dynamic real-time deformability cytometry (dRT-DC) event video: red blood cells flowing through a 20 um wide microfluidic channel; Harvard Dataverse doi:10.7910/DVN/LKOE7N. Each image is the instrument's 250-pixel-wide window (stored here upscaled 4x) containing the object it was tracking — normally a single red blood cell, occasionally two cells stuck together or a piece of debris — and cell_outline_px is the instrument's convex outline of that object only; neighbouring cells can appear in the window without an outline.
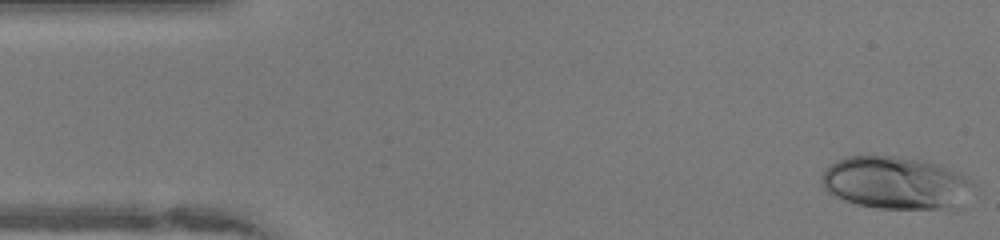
{"species": "human", "species_latin": "Homo sapiens", "temperature_condition": "warm", "stored_images_in_passage": 49, "camera_frame_rate_fps": 3000, "um_per_image_px": 0.085, "donor": {"sex": "female"}, "frame": {"image": 1, "passage_image": 1, "time_ms": 0.0, "image_size_px": [1000, 240], "cell_outline_px": [[976, 184], [960, 208], [956, 212], [876, 208], [856, 204], [832, 196], [824, 188], [820, 180], [824, 172], [836, 160], [844, 156], [896, 156], [924, 160], [940, 164], [960, 172], [972, 180]], "centroid_in_image_um": [76.25, 15.6], "position_along_channel_um": 8.7, "area_um2": 48.26}}
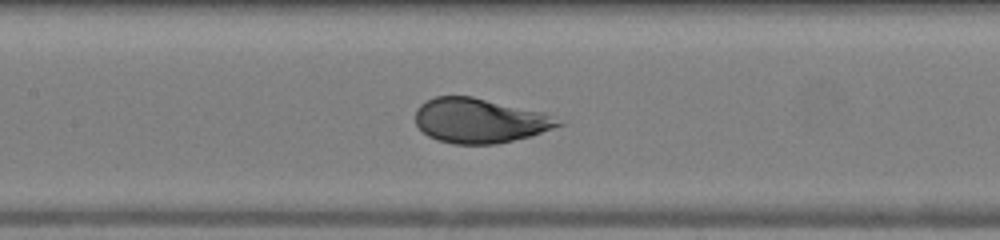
{"frame": {"image": 2, "passage_image": 21, "time_ms": 6.667, "image_size_px": [1000, 240], "cell_outline_px": [[564, 124], [532, 136], [496, 144], [452, 144], [436, 140], [428, 136], [416, 124], [416, 108], [420, 104], [436, 96], [472, 96], [544, 112]], "centroid_in_image_um": [40.75, 10.26], "position_along_channel_um": 166.6, "area_um2": 37.17}}
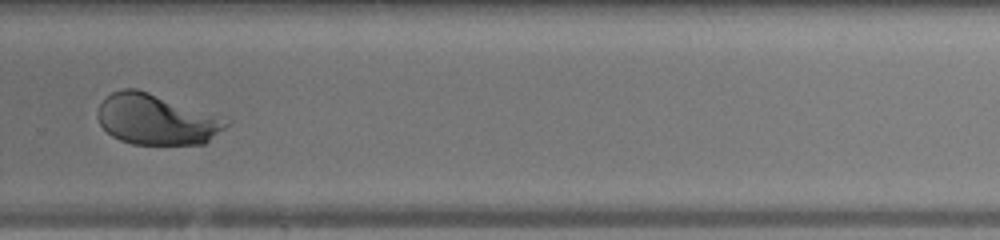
{"frame": {"image": 3, "passage_image": 32, "time_ms": 10.333, "image_size_px": [1000, 240], "cell_outline_px": [[232, 124], [204, 144], [132, 144], [120, 140], [112, 136], [100, 124], [96, 116], [96, 112], [100, 104], [112, 92], [124, 88], [136, 88], [232, 120]], "centroid_in_image_um": [13.31, 10.16], "position_along_channel_um": 316.5, "area_um2": 37.86}, "authors_computed_cell_mechanics": {"area_um2": 38.5526, "velocity_mm_per_s": 4.0991, "shape_relaxation_time_tau1_ms": 2.5529, "shape_relaxation_time_tau2_ms": null, "deformation_change_tau1": 0.1717, "deformation_change_tau2": null}}